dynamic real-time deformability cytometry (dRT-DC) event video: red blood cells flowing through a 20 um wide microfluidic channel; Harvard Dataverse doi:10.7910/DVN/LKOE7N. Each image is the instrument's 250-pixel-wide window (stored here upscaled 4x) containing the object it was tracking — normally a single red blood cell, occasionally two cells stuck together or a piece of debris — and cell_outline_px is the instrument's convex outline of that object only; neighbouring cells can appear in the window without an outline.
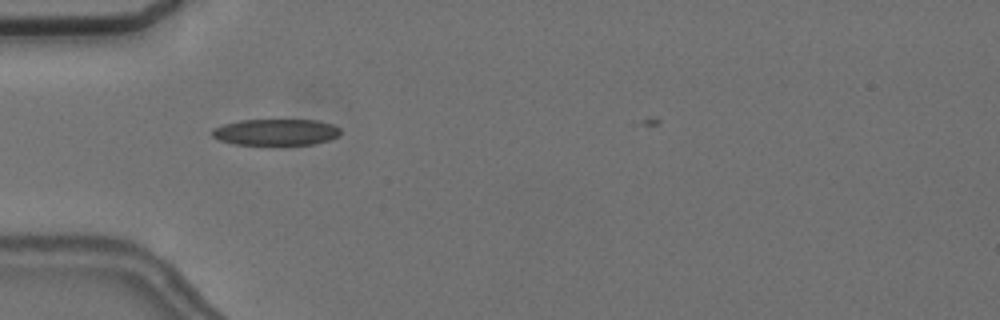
{"species": "common noctule bat (a hibernating species)", "species_latin": "Nyctalus noctula", "temperature_condition": "cold", "stored_images_in_passage": 3, "camera_frame_rate_fps": 3000, "um_per_image_px": 0.085, "animal": {"sex": "female", "body_mass_g": 24.6, "forearm_length_mm": 56.2}, "frame": {"image": 1, "passage_image": 2, "time_ms": 1.333, "image_size_px": [1000, 320], "cell_outline_px": [[340, 136], [328, 140], [312, 144], [236, 144], [220, 140], [212, 136], [212, 128], [224, 124], [240, 120], [316, 120], [332, 124], [340, 128]], "centroid_in_image_um": [23.46, 11.22], "position_along_channel_um": 61.5, "area_um2": 19.54}}